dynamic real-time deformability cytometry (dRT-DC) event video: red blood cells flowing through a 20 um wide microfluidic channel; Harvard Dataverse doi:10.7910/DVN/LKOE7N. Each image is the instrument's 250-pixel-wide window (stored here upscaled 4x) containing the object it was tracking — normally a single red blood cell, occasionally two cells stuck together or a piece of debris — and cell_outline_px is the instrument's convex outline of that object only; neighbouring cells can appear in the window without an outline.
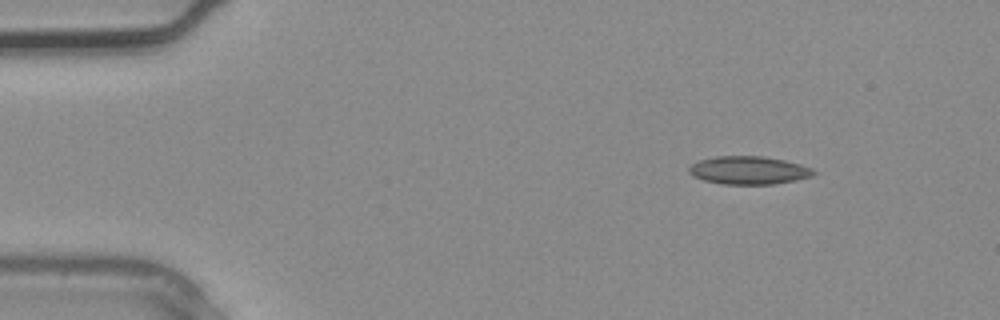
{"species": "common noctule bat (a hibernating species)", "species_latin": "Nyctalus noctula", "temperature_condition": "warm", "stored_images_in_passage": 2, "camera_frame_rate_fps": 3000, "um_per_image_px": 0.085, "animal": {"sex": "male", "body_mass_g": 20.4}, "frame": {"image": 1, "passage_image": 1, "time_ms": 0.0, "image_size_px": [1000, 320], "cell_outline_px": [[816, 172], [812, 176], [796, 180], [776, 184], [724, 184], [704, 180], [692, 176], [688, 172], [688, 168], [692, 164], [700, 160], [716, 156], [764, 156], [784, 160], [800, 164], [812, 168]], "centroid_in_image_um": [63.64, 14.47], "position_along_channel_um": 21.4, "area_um2": 20.4}}